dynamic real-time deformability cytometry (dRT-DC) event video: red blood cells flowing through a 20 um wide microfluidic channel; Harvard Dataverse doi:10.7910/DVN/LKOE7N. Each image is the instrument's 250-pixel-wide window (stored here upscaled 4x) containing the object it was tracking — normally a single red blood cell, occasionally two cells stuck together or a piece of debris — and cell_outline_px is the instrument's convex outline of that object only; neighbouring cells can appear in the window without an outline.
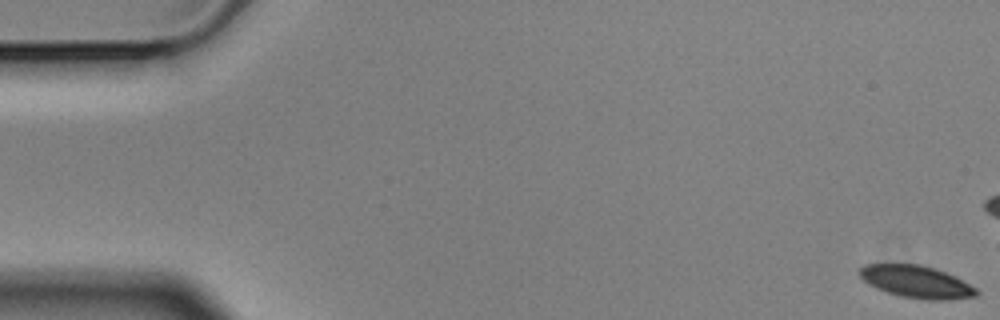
{"species": "Egyptian fruit bat (a non-hibernating species)", "species_latin": "Rousettus aegyptiacus", "temperature_condition": "cold", "stored_images_in_passage": 8, "camera_frame_rate_fps": 3000, "um_per_image_px": 0.085, "animal": {"sex": "male"}, "frame": {"image": 1, "passage_image": 1, "time_ms": 0.0, "image_size_px": [1000, 320], "cell_outline_px": [[980, 292], [976, 296], [948, 300], [928, 300], [900, 296], [876, 288], [868, 284], [860, 276], [860, 268], [864, 264], [920, 264], [944, 272], [976, 288]], "centroid_in_image_um": [77.88, 23.96], "position_along_channel_um": 7.1, "area_um2": 21.68}}
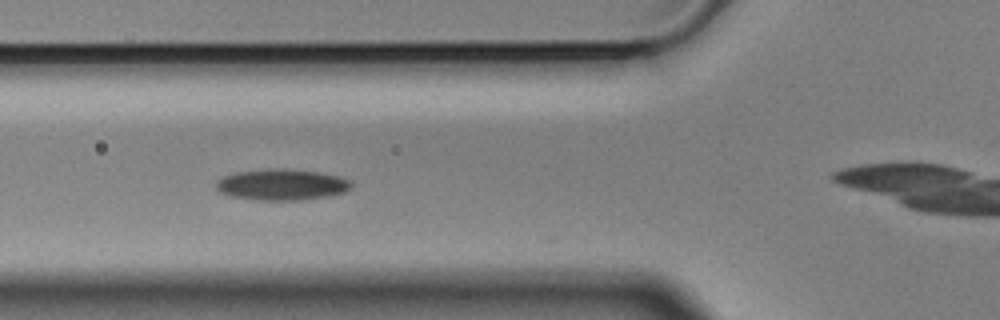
{"frame": {"image": 2, "passage_image": 6, "time_ms": 1.667, "image_size_px": [1000, 320], "cell_outline_px": [[352, 188], [344, 192], [328, 196], [300, 200], [260, 200], [228, 196], [220, 192], [216, 188], [216, 180], [224, 176], [236, 172], [268, 168], [284, 168], [316, 172], [336, 176], [348, 180], [352, 184]], "centroid_in_image_um": [23.9, 15.69], "position_along_channel_um": 101.9, "area_um2": 24.51}}
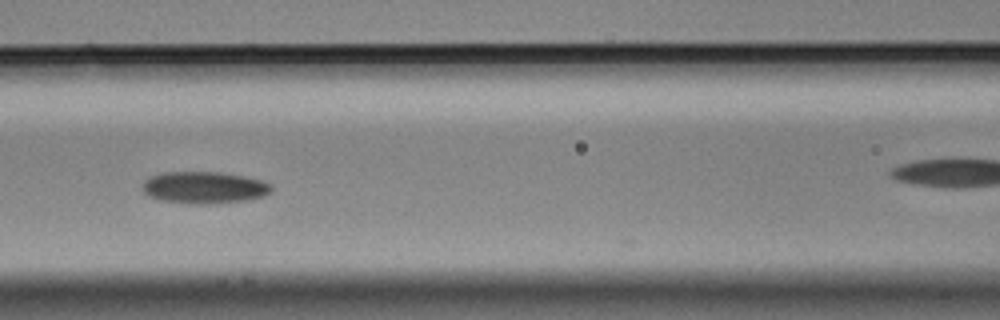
{"frame": {"image": 3, "passage_image": 7, "time_ms": 2.0, "image_size_px": [1000, 320], "cell_outline_px": [[272, 192], [264, 196], [248, 200], [212, 204], [196, 204], [164, 200], [148, 196], [140, 188], [140, 184], [144, 180], [152, 176], [164, 172], [220, 172], [244, 176], [264, 180], [272, 184]], "centroid_in_image_um": [17.39, 15.94], "position_along_channel_um": 149.2, "area_um2": 24.28}}